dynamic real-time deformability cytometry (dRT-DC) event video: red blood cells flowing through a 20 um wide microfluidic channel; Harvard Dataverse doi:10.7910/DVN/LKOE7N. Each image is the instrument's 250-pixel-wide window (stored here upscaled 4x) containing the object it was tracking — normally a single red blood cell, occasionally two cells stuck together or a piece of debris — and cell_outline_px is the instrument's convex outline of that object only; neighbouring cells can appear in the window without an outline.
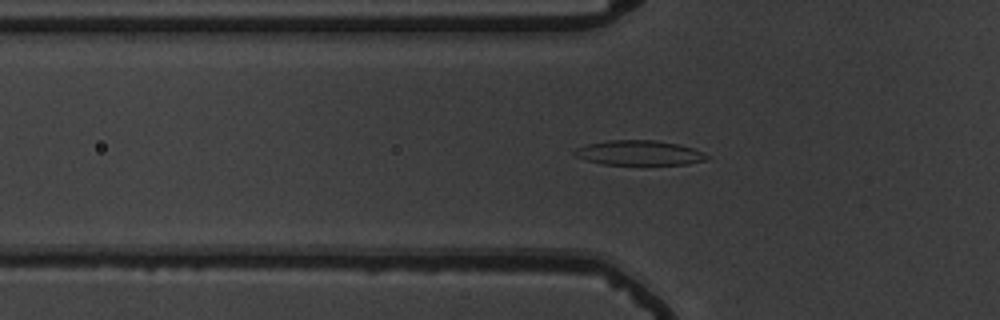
{"species": "common noctule bat (a hibernating species)", "species_latin": "Nyctalus noctula", "temperature_condition": "warm", "stored_images_in_passage": 55, "camera_frame_rate_fps": 3000, "um_per_image_px": 0.085, "animal": {"sex": "male", "body_mass_g": 19.5, "forearm_length_mm": 54.6}, "frame": {"image": 1, "passage_image": 19, "time_ms": 6.0, "image_size_px": [1000, 320], "cell_outline_px": [[708, 160], [688, 164], [604, 164], [588, 160], [576, 156], [572, 152], [576, 148], [588, 144], [608, 140], [656, 140], [680, 144], [704, 152], [708, 156]], "centroid_in_image_um": [54.37, 12.98], "position_along_channel_um": 71.4, "area_um2": 19.02}}
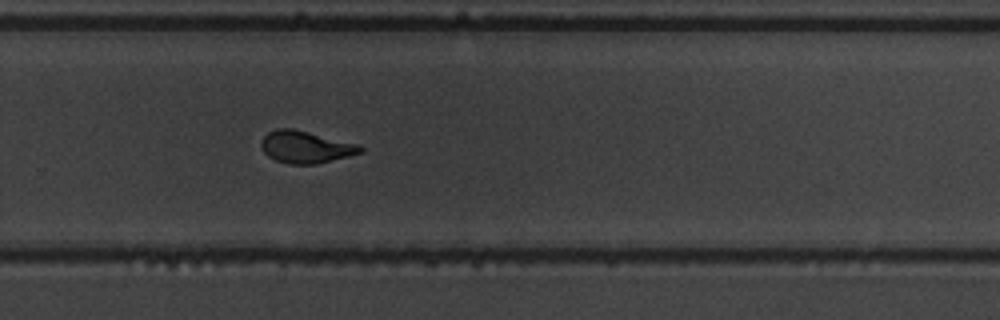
{"frame": {"image": 2, "passage_image": 38, "time_ms": 12.333, "image_size_px": [1000, 320], "cell_outline_px": [[364, 148], [360, 152], [348, 156], [316, 164], [288, 164], [276, 160], [268, 156], [260, 148], [260, 140], [268, 132], [276, 128], [292, 128], [360, 144]], "centroid_in_image_um": [25.95, 12.49], "position_along_channel_um": 303.9, "area_um2": 18.61}}
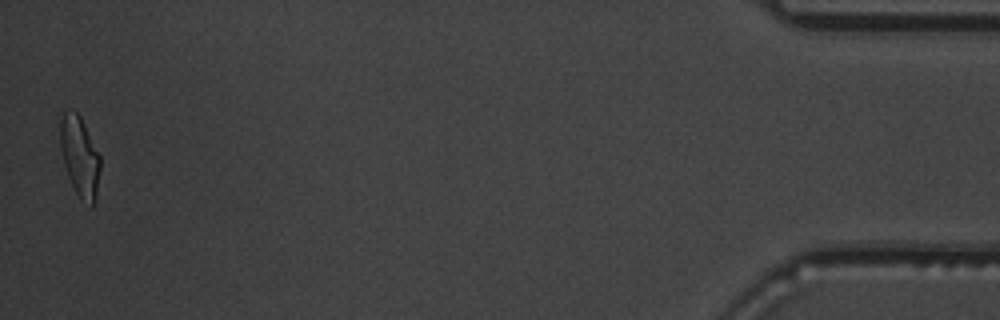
{"frame": {"image": 3, "passage_image": 55, "time_ms": 18.0, "image_size_px": [1000, 320], "cell_outline_px": [[100, 168], [96, 200], [92, 208], [80, 200], [68, 176], [64, 164], [60, 148], [60, 120], [64, 112], [68, 108], [76, 112], [80, 116], [100, 156]], "centroid_in_image_um": [6.78, 13.34], "position_along_channel_um": 428.4, "area_um2": 18.79}, "authors_computed_cell_mechanics": {"area_um2": 18.8428, "velocity_mm_per_s": 3.6811, "shape_relaxation_time_tau1_ms": 5.8355, "shape_relaxation_time_tau2_ms": 1.1605, "deformation_change_tau1": 0.2194, "deformation_change_tau2": 0.0833}}